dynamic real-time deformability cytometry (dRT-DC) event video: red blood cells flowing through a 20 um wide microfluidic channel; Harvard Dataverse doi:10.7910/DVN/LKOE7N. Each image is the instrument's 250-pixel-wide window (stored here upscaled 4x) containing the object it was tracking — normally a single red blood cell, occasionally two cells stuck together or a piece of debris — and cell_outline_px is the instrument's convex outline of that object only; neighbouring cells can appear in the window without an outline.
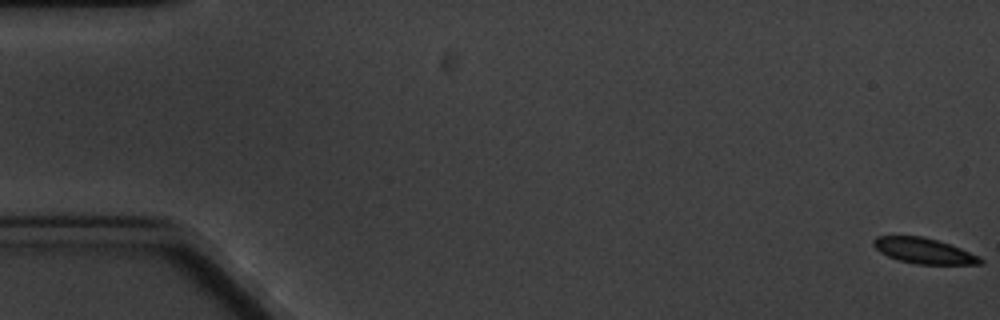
{"species": "common noctule bat (a hibernating species)", "species_latin": "Nyctalus noctula", "temperature_condition": "cold", "stored_images_in_passage": 11, "camera_frame_rate_fps": 3000, "um_per_image_px": 0.085, "animal": {"sex": "male", "body_mass_g": 20.1, "forearm_length_mm": 53.5}, "frame": {"image": 1, "passage_image": 1, "time_ms": 0.0, "image_size_px": [1000, 320], "cell_outline_px": [[984, 264], [916, 264], [900, 260], [888, 256], [880, 252], [872, 244], [872, 240], [876, 236], [924, 236], [960, 248], [980, 256], [984, 260]], "centroid_in_image_um": [78.54, 21.32], "position_along_channel_um": 6.5, "area_um2": 15.84}}
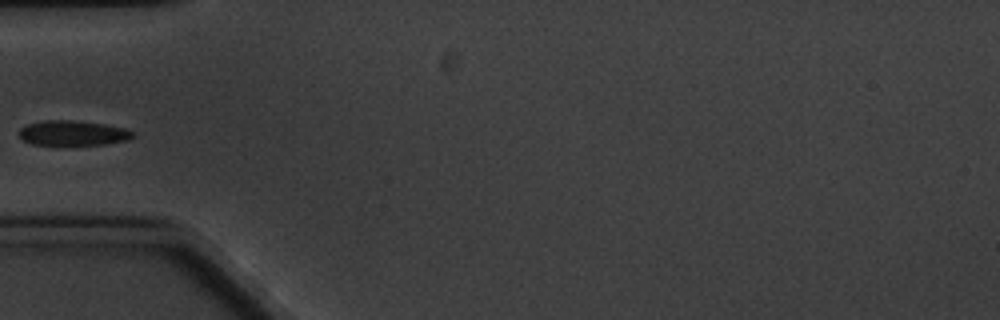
{"frame": {"image": 2, "passage_image": 6, "time_ms": 6.667, "image_size_px": [1000, 320], "cell_outline_px": [[136, 136], [128, 140], [104, 144], [32, 144], [20, 140], [16, 132], [20, 128], [28, 124], [44, 120], [68, 120], [104, 124], [124, 128], [136, 132]], "centroid_in_image_um": [6.17, 11.3], "position_along_channel_um": 78.8, "area_um2": 16.59}}
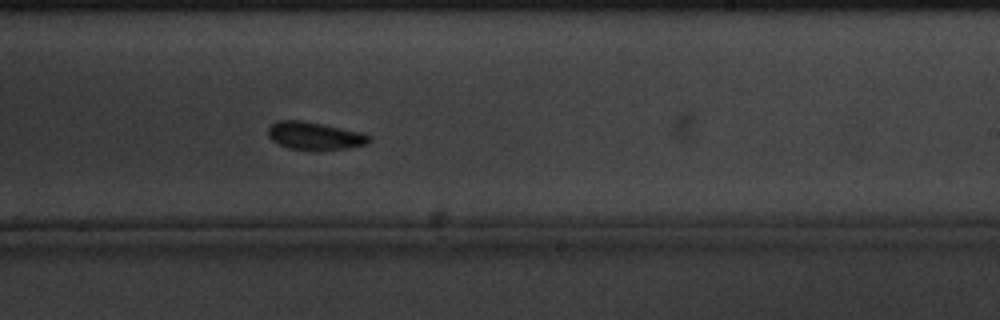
{"frame": {"image": 3, "passage_image": 11, "time_ms": 12.333, "image_size_px": [1000, 320], "cell_outline_px": [[372, 140], [368, 144], [348, 148], [288, 148], [272, 140], [268, 136], [268, 128], [276, 120], [300, 120], [324, 124], [364, 132], [372, 136]], "centroid_in_image_um": [26.8, 11.5], "position_along_channel_um": 262.2, "area_um2": 16.13}}